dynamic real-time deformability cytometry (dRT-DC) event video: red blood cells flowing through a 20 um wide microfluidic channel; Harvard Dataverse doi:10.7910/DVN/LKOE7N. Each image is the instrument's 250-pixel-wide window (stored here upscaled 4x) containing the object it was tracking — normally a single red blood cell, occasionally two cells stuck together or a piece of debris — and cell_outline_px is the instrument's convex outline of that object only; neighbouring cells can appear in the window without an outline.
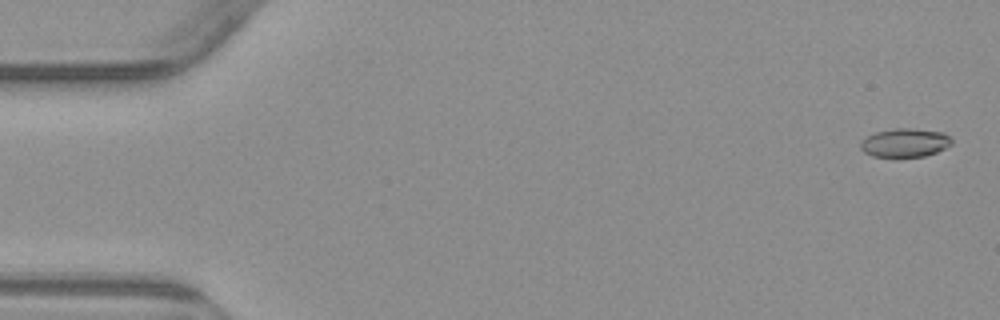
{"species": "common noctule bat (a hibernating species)", "species_latin": "Nyctalus noctula", "temperature_condition": "warm", "stored_images_in_passage": 6, "camera_frame_rate_fps": 3000, "um_per_image_px": 0.085, "animal": {"sex": "male", "body_mass_g": 23.1, "forearm_length_mm": 52.7}, "frame": {"image": 1, "passage_image": 1, "time_ms": 0.0, "image_size_px": [1000, 320], "cell_outline_px": [[952, 144], [936, 152], [924, 156], [872, 156], [864, 152], [860, 148], [860, 140], [876, 132], [896, 128], [912, 128], [944, 132], [952, 140]], "centroid_in_image_um": [76.91, 12.12], "position_along_channel_um": 8.1, "area_um2": 15.09}}
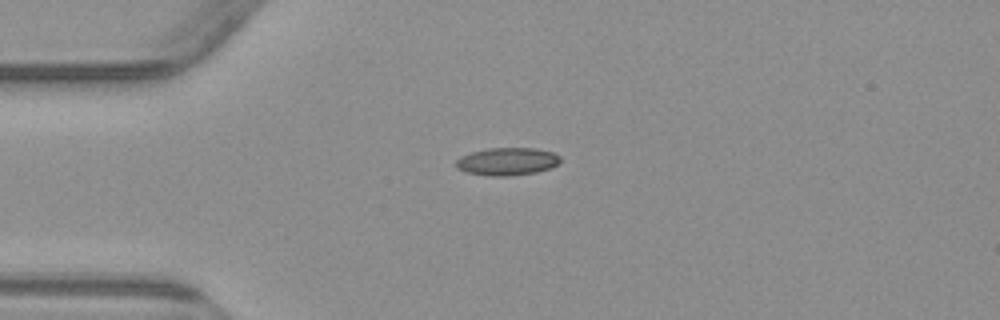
{"frame": {"image": 2, "passage_image": 4, "time_ms": 4.0, "image_size_px": [1000, 320], "cell_outline_px": [[560, 160], [552, 168], [536, 172], [508, 176], [492, 176], [468, 172], [456, 168], [456, 160], [460, 156], [472, 152], [488, 148], [536, 148], [552, 152], [560, 156]], "centroid_in_image_um": [43.11, 13.72], "position_along_channel_um": 41.9, "area_um2": 16.76}}
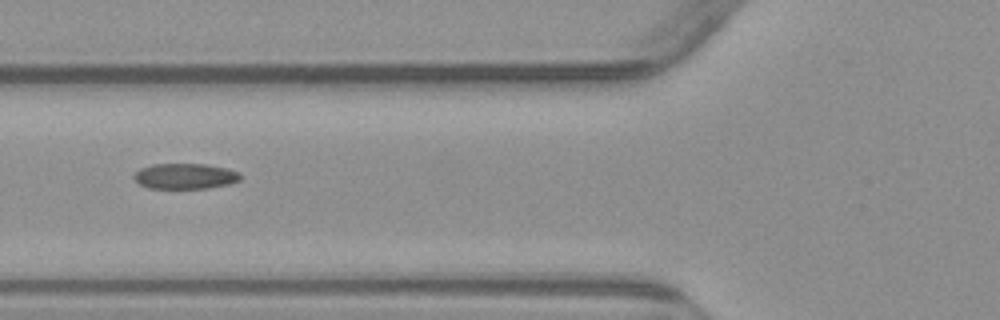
{"frame": {"image": 3, "passage_image": 6, "time_ms": 6.333, "image_size_px": [1000, 320], "cell_outline_px": [[240, 180], [228, 184], [208, 188], [148, 188], [140, 184], [132, 176], [140, 168], [152, 164], [204, 164], [228, 168], [240, 172]], "centroid_in_image_um": [15.74, 14.97], "position_along_channel_um": 110.1, "area_um2": 15.84}}